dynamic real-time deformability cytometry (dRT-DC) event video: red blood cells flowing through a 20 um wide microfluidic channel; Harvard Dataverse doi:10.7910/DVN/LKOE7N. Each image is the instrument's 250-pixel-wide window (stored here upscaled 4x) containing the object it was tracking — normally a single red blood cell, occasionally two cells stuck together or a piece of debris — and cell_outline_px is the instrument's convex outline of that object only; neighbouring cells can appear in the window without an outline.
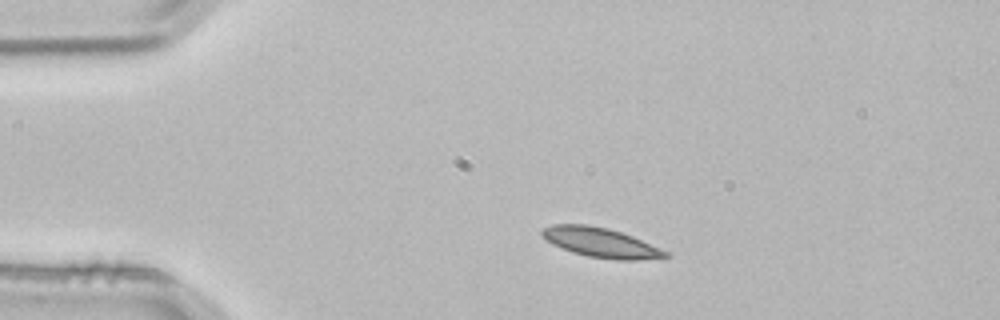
{"species": "common noctule bat (a hibernating species)", "species_latin": "Nyctalus noctula", "temperature_condition": "room temperature", "stored_images_in_passage": 2, "camera_frame_rate_fps": 3000, "um_per_image_px": 0.085, "animal": {"sex": "male", "body_mass_g": 21.5, "forearm_length_mm": 52.0}, "frame": {"image": 1, "passage_image": 1, "time_ms": 0.0, "image_size_px": [1000, 320], "cell_outline_px": [[672, 256], [664, 260], [616, 260], [588, 256], [572, 252], [552, 244], [540, 232], [544, 228], [552, 224], [588, 224], [608, 228], [632, 236], [668, 252]], "centroid_in_image_um": [51.15, 20.64], "position_along_channel_um": 33.9, "area_um2": 21.44}}